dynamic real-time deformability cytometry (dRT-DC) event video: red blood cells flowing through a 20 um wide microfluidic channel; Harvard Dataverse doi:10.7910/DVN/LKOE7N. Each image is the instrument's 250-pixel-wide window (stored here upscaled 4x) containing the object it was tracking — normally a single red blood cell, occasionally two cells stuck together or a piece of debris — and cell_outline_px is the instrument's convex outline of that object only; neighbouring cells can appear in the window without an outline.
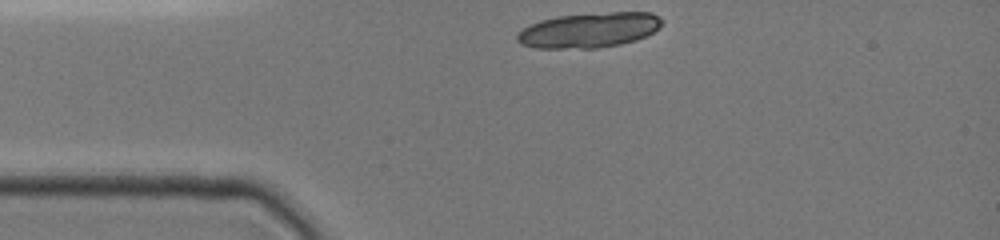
{"species": "common noctule bat (a hibernating species)", "species_latin": "Nyctalus noctula", "temperature_condition": "cold", "stored_images_in_passage": 31, "camera_frame_rate_fps": 3000, "um_per_image_px": 0.085, "animal": {"sex": "female", "body_mass_g": 19.0, "forearm_length_mm": 51.5}, "frame": {"image": 1, "passage_image": 1, "time_ms": 0.0, "image_size_px": [1000, 240], "cell_outline_px": [[664, 20], [660, 28], [636, 40], [620, 44], [600, 48], [532, 48], [520, 44], [516, 40], [516, 36], [524, 28], [540, 20], [556, 16], [608, 12], [652, 12], [660, 16]], "centroid_in_image_um": [50.09, 2.56], "position_along_channel_um": 34.9, "area_um2": 29.77}, "authors_computed_cell_mechanics": {"area_um2": 17.1088, "velocity_mm_per_s": 3.9464, "shape_relaxation_time_tau1_ms": 2.3342, "shape_relaxation_time_tau2_ms": null, "deformation_change_tau1": 0.3182, "deformation_change_tau2": null}}